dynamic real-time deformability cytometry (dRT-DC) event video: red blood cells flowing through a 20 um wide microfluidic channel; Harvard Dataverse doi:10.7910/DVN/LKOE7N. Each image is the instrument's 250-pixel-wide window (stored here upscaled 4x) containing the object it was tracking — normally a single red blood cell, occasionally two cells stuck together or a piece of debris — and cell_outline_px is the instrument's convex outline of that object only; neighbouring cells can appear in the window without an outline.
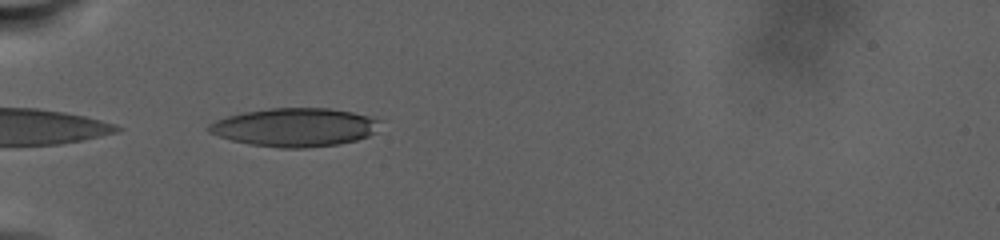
{"species": "human", "species_latin": "Homo sapiens", "temperature_condition": "warm", "stored_images_in_passage": 14, "camera_frame_rate_fps": 3000, "um_per_image_px": 0.085, "donor": {"sex": "male"}, "frame": {"image": 1, "passage_image": 1, "time_ms": 0.0, "image_size_px": [1000, 240], "cell_outline_px": [[380, 120], [372, 132], [368, 136], [356, 140], [336, 144], [308, 148], [280, 148], [252, 144], [232, 140], [208, 132], [208, 124], [216, 120], [228, 116], [244, 112], [268, 108], [328, 108], [352, 112], [368, 116]], "centroid_in_image_um": [25.02, 10.81], "position_along_channel_um": 60.0, "area_um2": 37.92}}
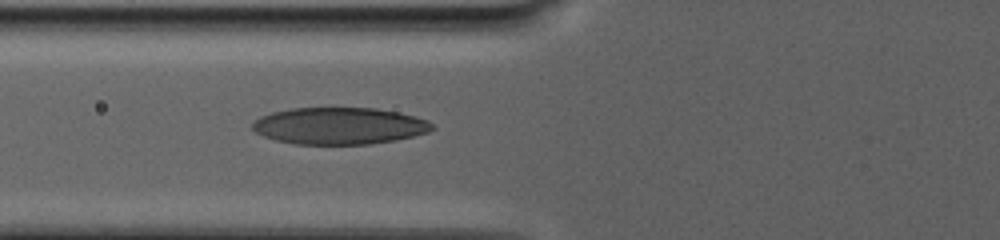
{"frame": {"image": 2, "passage_image": 12, "time_ms": 2.333, "image_size_px": [1000, 240], "cell_outline_px": [[436, 128], [428, 132], [396, 140], [372, 144], [296, 144], [276, 140], [264, 136], [256, 132], [252, 128], [252, 124], [260, 116], [272, 112], [292, 108], [376, 108], [416, 116], [428, 120]], "centroid_in_image_um": [28.86, 10.7], "position_along_channel_um": 96.9, "area_um2": 38.61}}